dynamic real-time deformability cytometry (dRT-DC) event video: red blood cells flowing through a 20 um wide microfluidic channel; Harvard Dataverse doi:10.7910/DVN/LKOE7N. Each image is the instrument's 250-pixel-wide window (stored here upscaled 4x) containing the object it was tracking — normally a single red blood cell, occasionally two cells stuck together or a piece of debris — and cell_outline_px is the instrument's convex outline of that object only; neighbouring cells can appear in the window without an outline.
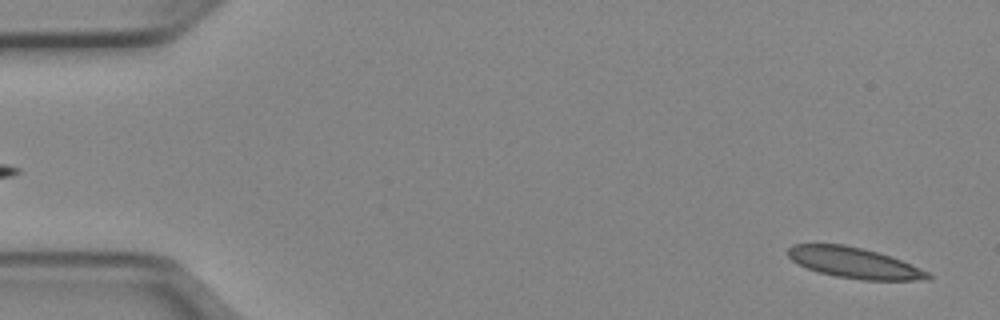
{"species": "Egyptian fruit bat (a non-hibernating species)", "species_latin": "Rousettus aegyptiacus", "temperature_condition": "cold", "stored_images_in_passage": 51, "camera_frame_rate_fps": 3000, "um_per_image_px": 0.085, "animal": {"sex": "female"}, "frame": {"image": 1, "passage_image": 2, "time_ms": 0.333, "image_size_px": [1000, 320], "cell_outline_px": [[932, 280], [864, 280], [836, 276], [820, 272], [808, 268], [792, 260], [788, 256], [788, 248], [792, 244], [844, 244], [876, 252], [900, 260], [928, 272], [932, 276]], "centroid_in_image_um": [72.61, 22.34], "position_along_channel_um": 12.4, "area_um2": 24.62}}
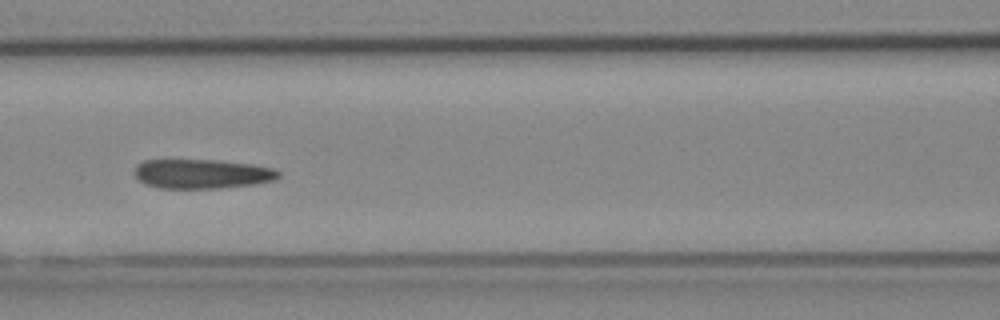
{"frame": {"image": 2, "passage_image": 22, "time_ms": 7.0, "image_size_px": [1000, 320], "cell_outline_px": [[280, 176], [276, 180], [256, 184], [220, 188], [160, 188], [144, 184], [132, 172], [136, 164], [144, 160], [216, 160], [252, 164], [276, 168], [280, 172]], "centroid_in_image_um": [17.18, 14.77], "position_along_channel_um": 149.4, "area_um2": 24.97}}
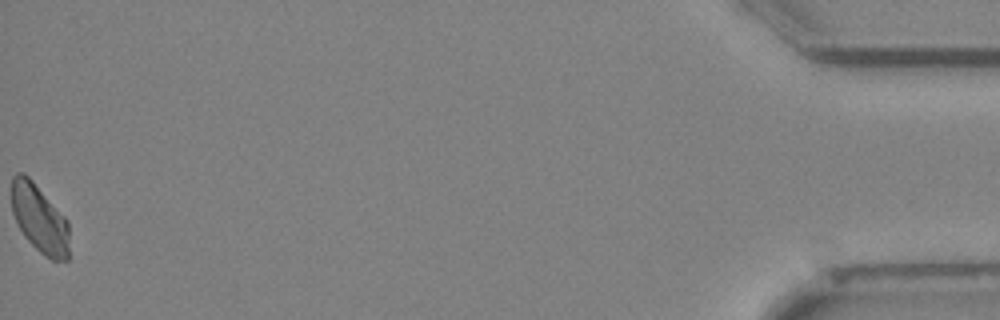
{"frame": {"image": 3, "passage_image": 51, "time_ms": 16.667, "image_size_px": [1000, 320], "cell_outline_px": [[68, 260], [52, 260], [44, 256], [24, 236], [12, 212], [12, 176], [16, 172], [24, 172], [32, 180], [68, 220]], "centroid_in_image_um": [3.35, 18.57], "position_along_channel_um": 431.8, "area_um2": 22.77}, "authors_computed_cell_mechanics": {"area_um2": 25.3164, "velocity_mm_per_s": 3.9384, "shape_relaxation_time_tau1_ms": null, "shape_relaxation_time_tau2_ms": 4.2821, "deformation_change_tau1": null, "deformation_change_tau2": 0.1025}}